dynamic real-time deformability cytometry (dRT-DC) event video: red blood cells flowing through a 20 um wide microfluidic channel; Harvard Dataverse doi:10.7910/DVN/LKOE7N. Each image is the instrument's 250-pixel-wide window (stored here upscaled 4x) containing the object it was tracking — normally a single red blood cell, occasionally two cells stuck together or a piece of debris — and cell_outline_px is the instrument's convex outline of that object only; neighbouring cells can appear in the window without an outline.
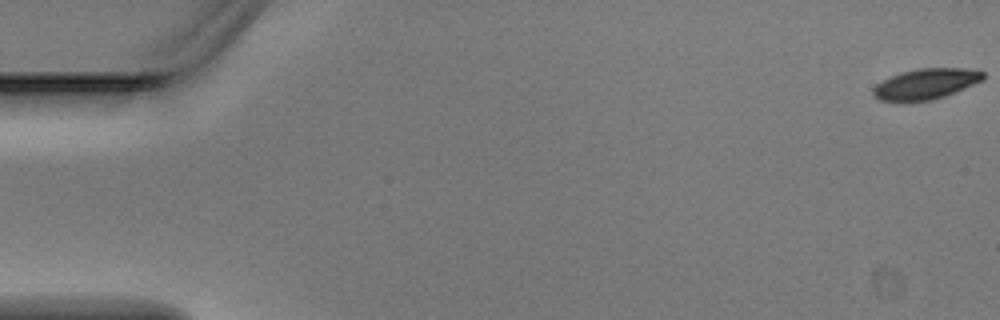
{"species": "Egyptian fruit bat (a non-hibernating species)", "species_latin": "Rousettus aegyptiacus", "temperature_condition": "warm", "stored_images_in_passage": 4, "camera_frame_rate_fps": 3000, "um_per_image_px": 0.085, "animal": {"sex": "male"}, "frame": {"image": 1, "passage_image": 1, "time_ms": 0.0, "image_size_px": [1000, 320], "cell_outline_px": [[984, 80], [944, 96], [932, 100], [904, 104], [900, 104], [880, 100], [872, 96], [872, 88], [876, 84], [900, 72], [916, 68], [964, 68], [984, 72]], "centroid_in_image_um": [78.62, 7.17], "position_along_channel_um": 6.4, "area_um2": 20.17}}
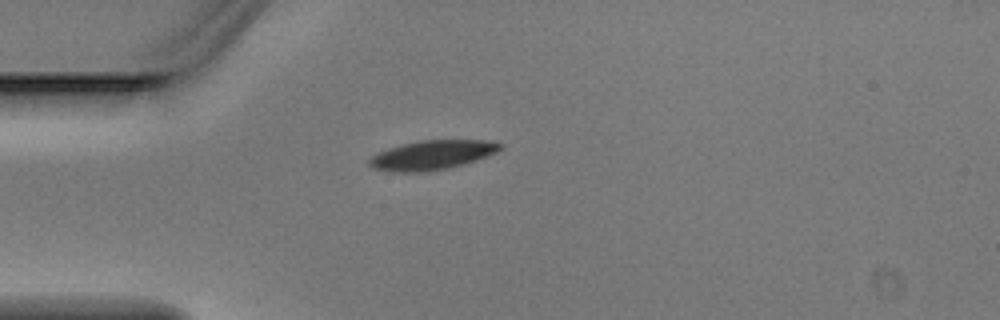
{"frame": {"image": 2, "passage_image": 4, "time_ms": 1.0, "image_size_px": [1000, 320], "cell_outline_px": [[504, 148], [496, 152], [476, 160], [448, 168], [424, 172], [392, 172], [372, 168], [368, 164], [368, 160], [372, 156], [388, 148], [420, 140], [488, 140], [504, 144]], "centroid_in_image_um": [36.74, 13.18], "position_along_channel_um": 48.3, "area_um2": 22.37}}